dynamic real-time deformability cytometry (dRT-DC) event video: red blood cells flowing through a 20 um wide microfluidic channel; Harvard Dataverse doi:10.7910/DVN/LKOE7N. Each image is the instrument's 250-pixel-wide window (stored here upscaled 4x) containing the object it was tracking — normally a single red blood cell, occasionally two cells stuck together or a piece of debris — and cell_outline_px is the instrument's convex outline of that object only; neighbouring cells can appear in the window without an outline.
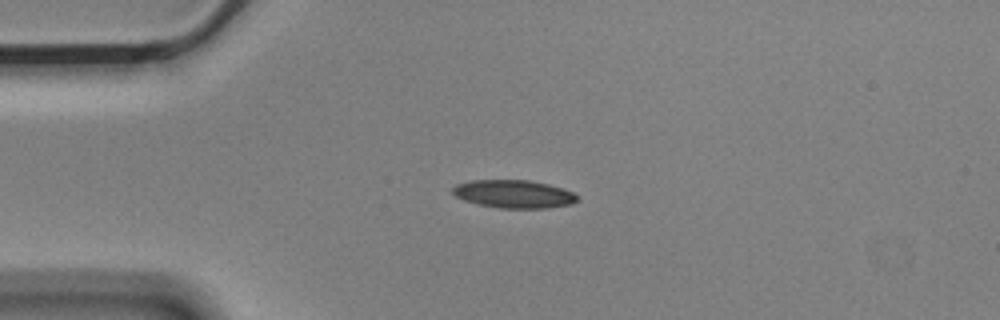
{"species": "Egyptian fruit bat (a non-hibernating species)", "species_latin": "Rousettus aegyptiacus", "temperature_condition": "cold", "stored_images_in_passage": 6, "camera_frame_rate_fps": 3000, "um_per_image_px": 0.085, "animal": {"sex": "male"}, "frame": {"image": 1, "passage_image": 1, "time_ms": 0.0, "image_size_px": [1000, 320], "cell_outline_px": [[580, 196], [572, 204], [548, 208], [500, 208], [480, 204], [464, 200], [456, 196], [452, 192], [452, 188], [456, 184], [472, 180], [528, 180], [548, 184], [564, 188]], "centroid_in_image_um": [43.7, 16.48], "position_along_channel_um": 41.3, "area_um2": 20.35}}
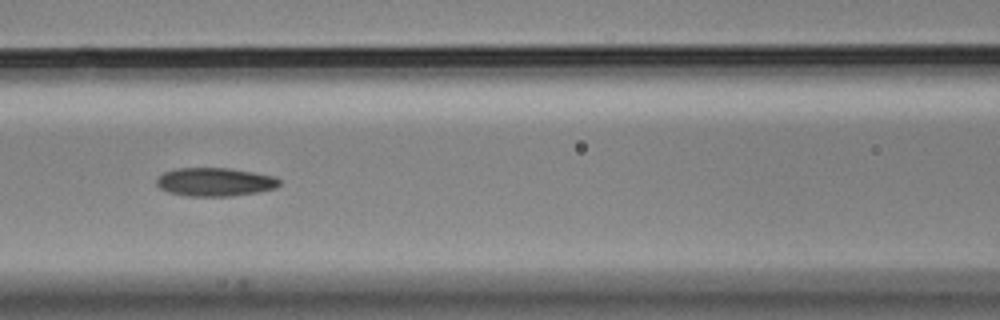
{"frame": {"image": 2, "passage_image": 4, "time_ms": 1.0, "image_size_px": [1000, 320], "cell_outline_px": [[280, 184], [276, 188], [260, 192], [232, 196], [188, 196], [168, 192], [160, 188], [156, 184], [156, 180], [164, 172], [176, 168], [228, 168], [276, 176], [280, 180]], "centroid_in_image_um": [18.29, 15.47], "position_along_channel_um": 148.3, "area_um2": 20.46}}
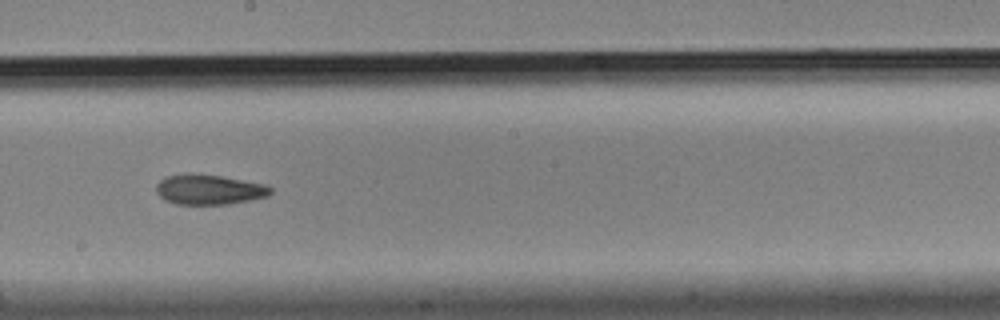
{"frame": {"image": 3, "passage_image": 6, "time_ms": 1.667, "image_size_px": [1000, 320], "cell_outline_px": [[272, 192], [268, 196], [252, 200], [228, 204], [176, 204], [164, 200], [156, 192], [156, 184], [160, 180], [168, 176], [188, 172], [220, 176], [268, 184], [272, 188]], "centroid_in_image_um": [17.79, 16.1], "position_along_channel_um": 230.4, "area_um2": 20.29}}